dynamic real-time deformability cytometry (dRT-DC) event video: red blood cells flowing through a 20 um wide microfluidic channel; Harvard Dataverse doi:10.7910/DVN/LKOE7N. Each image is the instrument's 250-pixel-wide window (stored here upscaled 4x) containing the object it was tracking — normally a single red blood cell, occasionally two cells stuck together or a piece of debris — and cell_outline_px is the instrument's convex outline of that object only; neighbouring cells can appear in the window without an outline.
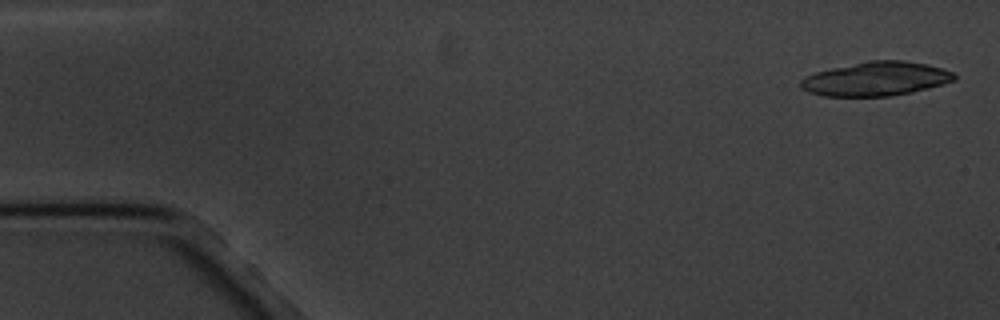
{"species": "common noctule bat (a hibernating species)", "species_latin": "Nyctalus noctula", "temperature_condition": "cold", "stored_images_in_passage": 6, "camera_frame_rate_fps": 3000, "um_per_image_px": 0.085, "animal": {"sex": "male", "body_mass_g": 20.1, "forearm_length_mm": 53.5}, "frame": {"image": 1, "passage_image": 1, "time_ms": 0.0, "image_size_px": [1000, 320], "cell_outline_px": [[956, 80], [944, 84], [912, 92], [888, 96], [824, 96], [808, 92], [800, 88], [800, 80], [804, 76], [816, 72], [832, 68], [868, 60], [904, 60], [928, 64], [952, 72], [956, 76]], "centroid_in_image_um": [74.44, 6.7], "position_along_channel_um": 10.6, "area_um2": 30.52}}